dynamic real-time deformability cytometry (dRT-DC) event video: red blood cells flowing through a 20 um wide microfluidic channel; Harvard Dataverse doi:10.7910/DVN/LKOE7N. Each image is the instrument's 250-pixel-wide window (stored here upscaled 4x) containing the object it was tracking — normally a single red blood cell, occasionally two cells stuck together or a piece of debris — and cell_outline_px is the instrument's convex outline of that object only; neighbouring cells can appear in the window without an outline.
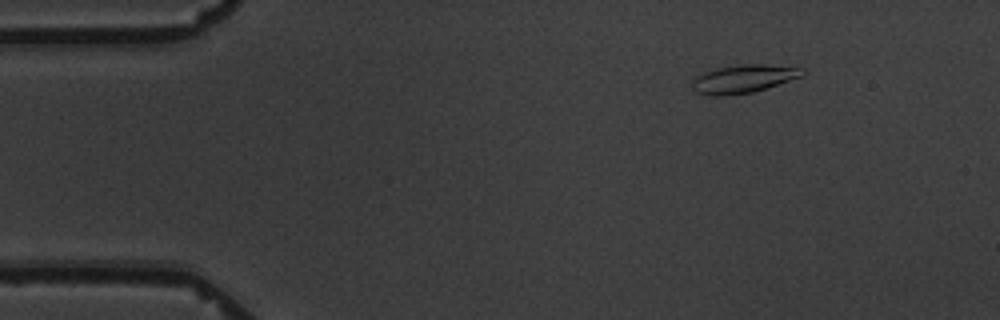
{"species": "common noctule bat (a hibernating species)", "species_latin": "Nyctalus noctula", "temperature_condition": "warm", "stored_images_in_passage": 5, "camera_frame_rate_fps": 3000, "um_per_image_px": 0.085, "animal": {"sex": "male", "body_mass_g": 19.5, "forearm_length_mm": 54.6}, "frame": {"image": 1, "passage_image": 1, "time_ms": 0.0, "image_size_px": [1000, 320], "cell_outline_px": [[808, 72], [804, 76], [752, 92], [724, 96], [708, 96], [696, 92], [692, 88], [692, 80], [700, 72], [716, 68], [740, 64], [764, 64], [804, 68]], "centroid_in_image_um": [63.18, 6.69], "position_along_channel_um": 21.8, "area_um2": 18.44}}